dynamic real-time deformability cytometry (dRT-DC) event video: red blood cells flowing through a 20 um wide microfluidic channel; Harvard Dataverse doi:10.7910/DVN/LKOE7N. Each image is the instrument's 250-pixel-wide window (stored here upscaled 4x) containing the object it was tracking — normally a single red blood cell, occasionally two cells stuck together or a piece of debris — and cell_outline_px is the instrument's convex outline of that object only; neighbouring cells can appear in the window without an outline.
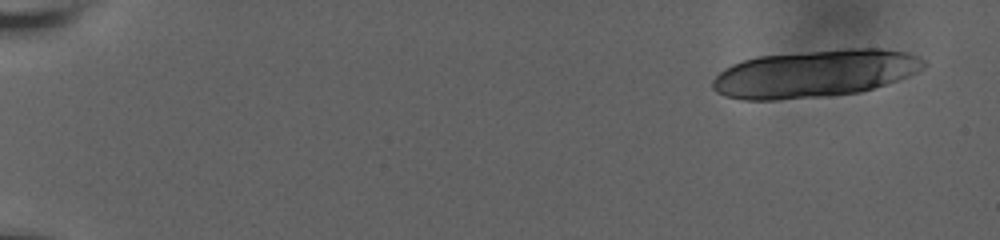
{"species": "human", "species_latin": "Homo sapiens", "temperature_condition": "room temperature", "stored_images_in_passage": 15, "camera_frame_rate_fps": 3000, "um_per_image_px": 0.085, "donor": {"sex": "male"}, "frame": {"image": 1, "passage_image": 1, "time_ms": 0.0, "image_size_px": [1000, 240], "cell_outline_px": [[928, 64], [924, 68], [908, 76], [860, 92], [828, 96], [776, 100], [744, 100], [724, 96], [716, 92], [712, 88], [712, 80], [724, 68], [732, 64], [756, 56], [848, 48], [880, 48], [908, 52], [920, 56]], "centroid_in_image_um": [69.25, 6.25], "position_along_channel_um": 15.7, "area_um2": 58.67}}